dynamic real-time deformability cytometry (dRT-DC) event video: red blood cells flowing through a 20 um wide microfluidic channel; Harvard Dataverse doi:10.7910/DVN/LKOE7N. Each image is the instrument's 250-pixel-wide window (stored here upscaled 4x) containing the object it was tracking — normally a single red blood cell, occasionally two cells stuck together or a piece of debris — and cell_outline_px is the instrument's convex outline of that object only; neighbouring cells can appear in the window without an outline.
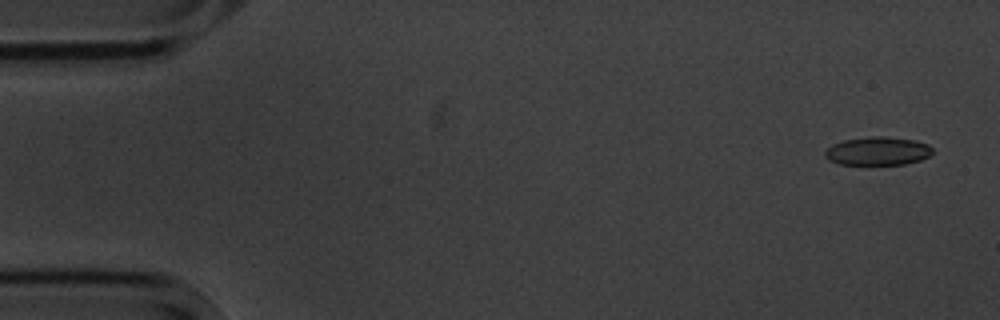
{"species": "common noctule bat (a hibernating species)", "species_latin": "Nyctalus noctula", "temperature_condition": "cold", "stored_images_in_passage": 5, "camera_frame_rate_fps": 3000, "um_per_image_px": 0.085, "animal": {"sex": "male", "body_mass_g": 20.1, "forearm_length_mm": 53.5}, "frame": {"image": 1, "passage_image": 1, "time_ms": 0.0, "image_size_px": [1000, 320], "cell_outline_px": [[932, 152], [928, 156], [920, 160], [904, 164], [840, 164], [828, 160], [824, 156], [824, 152], [832, 144], [844, 140], [872, 136], [884, 136], [916, 140], [928, 144], [932, 148]], "centroid_in_image_um": [74.59, 12.83], "position_along_channel_um": 10.4, "area_um2": 17.74}}
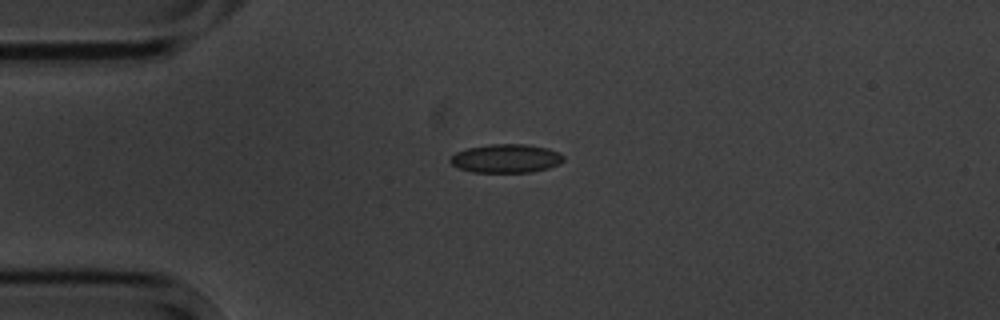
{"frame": {"image": 2, "passage_image": 4, "time_ms": 3.667, "image_size_px": [1000, 320], "cell_outline_px": [[564, 160], [560, 164], [548, 168], [532, 172], [472, 172], [460, 168], [452, 164], [448, 160], [456, 152], [468, 148], [492, 144], [524, 144], [548, 148], [560, 152], [564, 156]], "centroid_in_image_um": [43.05, 13.47], "position_along_channel_um": 41.9, "area_um2": 18.9}}